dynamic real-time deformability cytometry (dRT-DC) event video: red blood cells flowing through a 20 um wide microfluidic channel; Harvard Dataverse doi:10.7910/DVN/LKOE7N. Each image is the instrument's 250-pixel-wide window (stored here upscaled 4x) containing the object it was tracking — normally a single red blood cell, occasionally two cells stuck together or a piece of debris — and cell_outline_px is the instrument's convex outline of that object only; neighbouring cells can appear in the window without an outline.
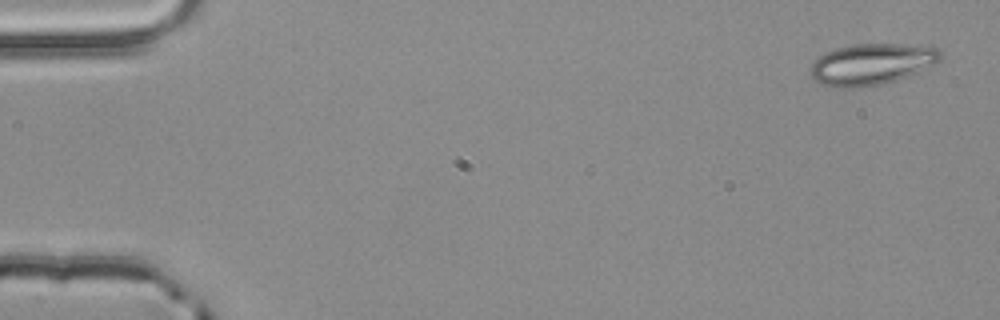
{"species": "common noctule bat (a hibernating species)", "species_latin": "Nyctalus noctula", "temperature_condition": "room temperature", "stored_images_in_passage": 4, "camera_frame_rate_fps": 3000, "um_per_image_px": 0.085, "animal": {"sex": "male", "body_mass_g": 20.4}, "frame": {"image": 1, "passage_image": 1, "time_ms": 0.0, "image_size_px": [1000, 320], "cell_outline_px": [[940, 60], [908, 76], [884, 84], [860, 88], [836, 88], [820, 84], [812, 80], [812, 64], [824, 52], [836, 48], [852, 44], [916, 44], [936, 48], [940, 52]], "centroid_in_image_um": [74.05, 5.46], "position_along_channel_um": 11.0, "area_um2": 31.33}}